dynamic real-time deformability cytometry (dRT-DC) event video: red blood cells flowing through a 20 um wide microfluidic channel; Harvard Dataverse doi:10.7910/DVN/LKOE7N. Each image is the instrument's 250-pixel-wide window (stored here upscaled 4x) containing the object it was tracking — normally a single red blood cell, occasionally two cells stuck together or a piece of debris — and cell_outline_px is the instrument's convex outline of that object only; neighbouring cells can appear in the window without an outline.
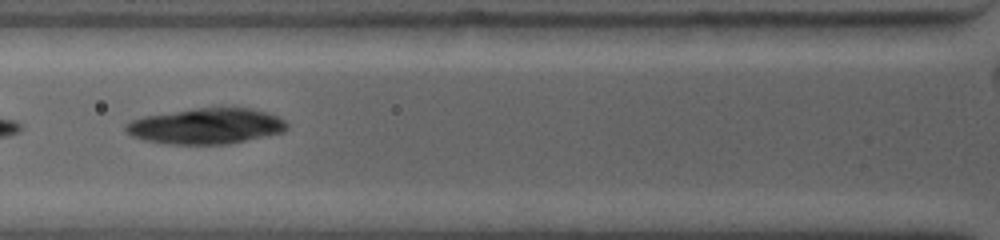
{"species": "common noctule bat (a hibernating species)", "species_latin": "Nyctalus noctula", "temperature_condition": "warm", "stored_images_in_passage": 9, "camera_frame_rate_fps": 4500, "um_per_image_px": 0.085, "animal": {"sex": "female", "body_mass_g": 19.0, "forearm_length_mm": 53.3}, "frame": {"image": 1, "passage_image": 3, "time_ms": 1.556, "image_size_px": [1000, 240], "cell_outline_px": [[288, 128], [284, 132], [228, 144], [164, 144], [144, 140], [132, 136], [124, 132], [124, 124], [132, 120], [144, 116], [196, 108], [252, 108], [268, 112], [284, 120], [288, 124]], "centroid_in_image_um": [17.51, 10.72], "position_along_channel_um": 108.3, "area_um2": 33.7}}
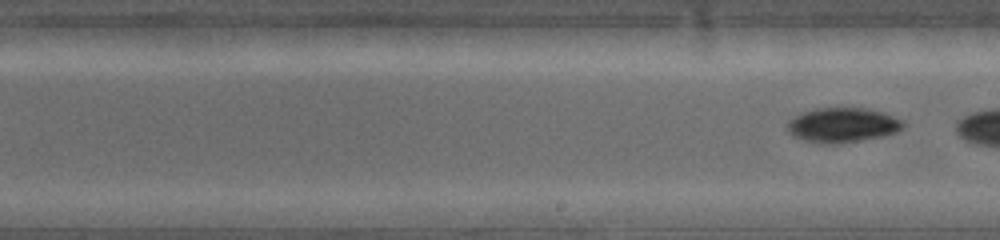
{"frame": {"image": 2, "passage_image": 9, "time_ms": 6.444, "image_size_px": [1000, 240], "cell_outline_px": [[908, 124], [904, 128], [896, 132], [880, 136], [860, 140], [836, 144], [824, 144], [804, 140], [792, 136], [788, 132], [788, 120], [792, 116], [816, 108], [868, 108], [884, 112], [904, 120]], "centroid_in_image_um": [71.64, 10.62], "position_along_channel_um": 217.4, "area_um2": 23.64}}